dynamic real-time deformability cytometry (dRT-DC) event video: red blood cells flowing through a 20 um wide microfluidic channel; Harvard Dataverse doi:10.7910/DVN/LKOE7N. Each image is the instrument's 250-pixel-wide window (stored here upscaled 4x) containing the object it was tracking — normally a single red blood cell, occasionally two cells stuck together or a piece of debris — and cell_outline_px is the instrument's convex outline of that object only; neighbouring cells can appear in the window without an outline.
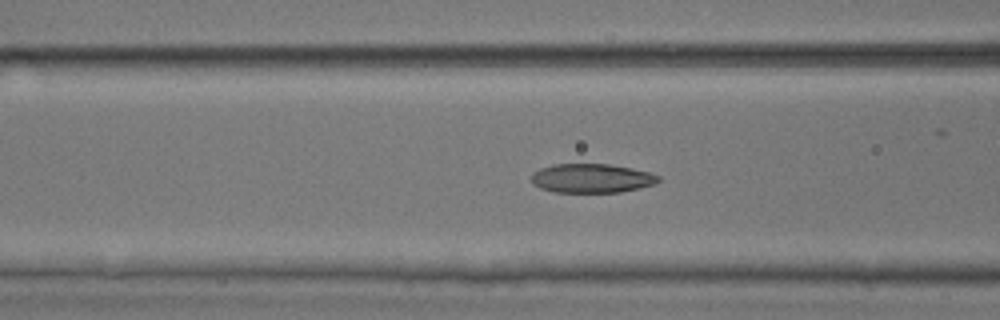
{"species": "common noctule bat (a hibernating species)", "species_latin": "Nyctalus noctula", "temperature_condition": "room temperature", "stored_images_in_passage": 52, "camera_frame_rate_fps": 3000, "um_per_image_px": 0.085, "animal": {"sex": "male", "body_mass_g": 17.9, "forearm_length_mm": 54.2}, "frame": {"image": 1, "passage_image": 21, "time_ms": 6.667, "image_size_px": [1000, 320], "cell_outline_px": [[660, 180], [652, 184], [640, 188], [620, 192], [552, 192], [540, 188], [532, 184], [532, 172], [540, 168], [552, 164], [608, 164], [632, 168], [648, 172], [660, 176]], "centroid_in_image_um": [50.25, 15.15], "position_along_channel_um": 116.3, "area_um2": 21.56}}
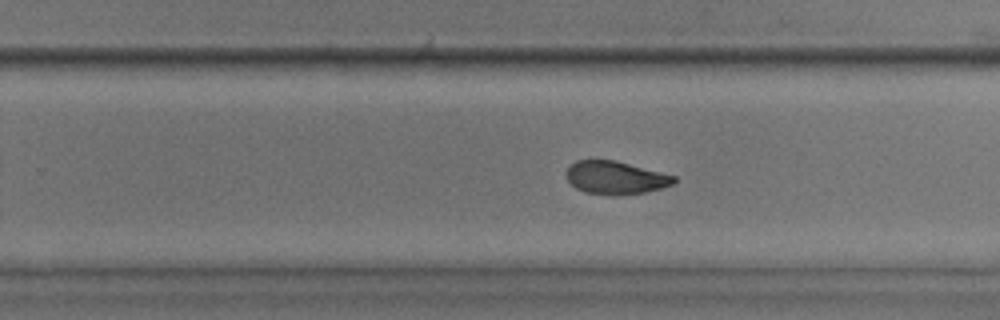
{"frame": {"image": 2, "passage_image": 33, "time_ms": 10.667, "image_size_px": [1000, 320], "cell_outline_px": [[676, 180], [672, 184], [660, 188], [644, 192], [612, 196], [584, 192], [576, 188], [568, 180], [564, 172], [576, 160], [616, 160], [676, 176]], "centroid_in_image_um": [52.29, 15.1], "position_along_channel_um": 277.5, "area_um2": 20.69}}
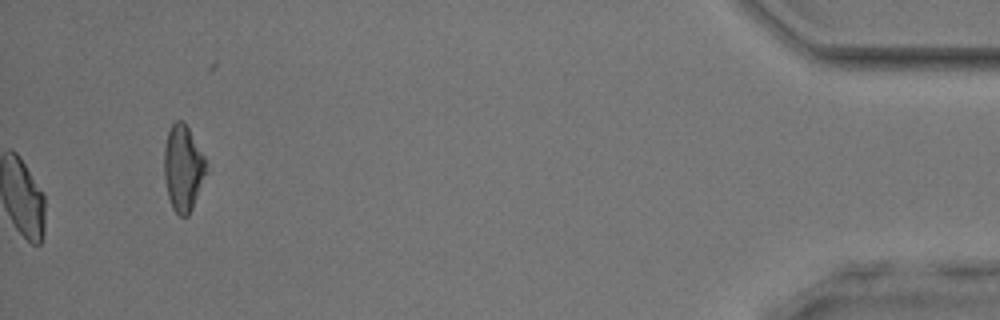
{"frame": {"image": 3, "passage_image": 52, "time_ms": 17.0, "image_size_px": [1000, 320], "cell_outline_px": [[208, 172], [192, 208], [188, 216], [180, 216], [172, 208], [168, 196], [164, 180], [164, 148], [168, 132], [172, 124], [176, 120], [184, 120], [204, 156]], "centroid_in_image_um": [15.56, 14.29], "position_along_channel_um": 419.6, "area_um2": 21.21}, "authors_computed_cell_mechanics": {"area_um2": 21.8195, "velocity_mm_per_s": 4.0475, "shape_relaxation_time_tau1_ms": 4.7558, "shape_relaxation_time_tau2_ms": 1.7275, "deformation_change_tau1": 0.1525, "deformation_change_tau2": 0.0657}}